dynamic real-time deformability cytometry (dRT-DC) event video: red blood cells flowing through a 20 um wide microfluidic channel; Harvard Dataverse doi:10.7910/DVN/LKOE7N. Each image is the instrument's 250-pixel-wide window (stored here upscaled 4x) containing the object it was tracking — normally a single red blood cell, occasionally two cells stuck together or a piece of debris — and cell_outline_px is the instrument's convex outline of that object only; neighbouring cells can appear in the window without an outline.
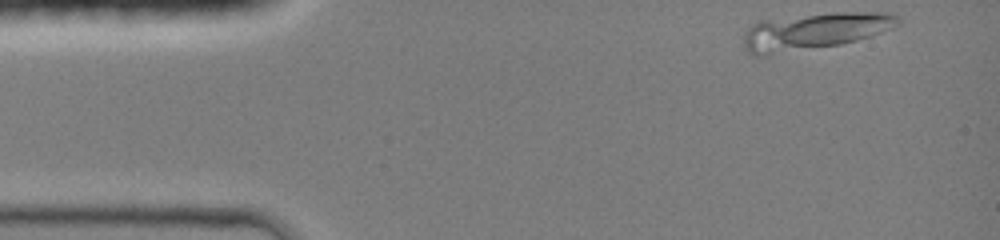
{"species": "common noctule bat (a hibernating species)", "species_latin": "Nyctalus noctula", "temperature_condition": "room temperature", "stored_images_in_passage": 4, "camera_frame_rate_fps": 3000, "um_per_image_px": 0.085, "animal": {"sex": "female", "body_mass_g": 19.0, "forearm_length_mm": 51.5}, "frame": {"image": 1, "passage_image": 1, "time_ms": 0.0, "image_size_px": [1000, 240], "cell_outline_px": [[900, 24], [892, 28], [856, 40], [840, 44], [768, 56], [752, 56], [744, 48], [744, 32], [752, 24], [760, 20], [832, 12], [888, 12], [900, 16]], "centroid_in_image_um": [69.19, 2.66], "position_along_channel_um": 15.8, "area_um2": 33.41}}